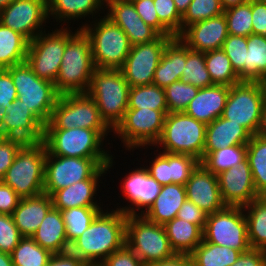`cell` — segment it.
I'll use <instances>...</instances> for the list:
<instances>
[{
  "label": "cell",
  "instance_id": "cell-1",
  "mask_svg": "<svg viewBox=\"0 0 266 266\" xmlns=\"http://www.w3.org/2000/svg\"><path fill=\"white\" fill-rule=\"evenodd\" d=\"M102 210L77 238L91 262H103L125 245L127 214L117 209Z\"/></svg>",
  "mask_w": 266,
  "mask_h": 266
},
{
  "label": "cell",
  "instance_id": "cell-2",
  "mask_svg": "<svg viewBox=\"0 0 266 266\" xmlns=\"http://www.w3.org/2000/svg\"><path fill=\"white\" fill-rule=\"evenodd\" d=\"M90 24L82 23L81 29L89 38L92 59L97 69L119 70L131 50V44L125 32L108 17H95ZM93 23V24H92Z\"/></svg>",
  "mask_w": 266,
  "mask_h": 266
},
{
  "label": "cell",
  "instance_id": "cell-3",
  "mask_svg": "<svg viewBox=\"0 0 266 266\" xmlns=\"http://www.w3.org/2000/svg\"><path fill=\"white\" fill-rule=\"evenodd\" d=\"M95 69L89 38L80 29L65 46L56 91L60 95L87 93Z\"/></svg>",
  "mask_w": 266,
  "mask_h": 266
},
{
  "label": "cell",
  "instance_id": "cell-4",
  "mask_svg": "<svg viewBox=\"0 0 266 266\" xmlns=\"http://www.w3.org/2000/svg\"><path fill=\"white\" fill-rule=\"evenodd\" d=\"M130 86L120 70L95 69L87 94L95 101L100 116L113 131L128 109Z\"/></svg>",
  "mask_w": 266,
  "mask_h": 266
},
{
  "label": "cell",
  "instance_id": "cell-5",
  "mask_svg": "<svg viewBox=\"0 0 266 266\" xmlns=\"http://www.w3.org/2000/svg\"><path fill=\"white\" fill-rule=\"evenodd\" d=\"M111 129H44L43 143L54 156L80 158H111V150H105L104 140Z\"/></svg>",
  "mask_w": 266,
  "mask_h": 266
},
{
  "label": "cell",
  "instance_id": "cell-6",
  "mask_svg": "<svg viewBox=\"0 0 266 266\" xmlns=\"http://www.w3.org/2000/svg\"><path fill=\"white\" fill-rule=\"evenodd\" d=\"M46 154L43 142L25 143L15 155L2 182L10 186L21 199L44 193Z\"/></svg>",
  "mask_w": 266,
  "mask_h": 266
},
{
  "label": "cell",
  "instance_id": "cell-7",
  "mask_svg": "<svg viewBox=\"0 0 266 266\" xmlns=\"http://www.w3.org/2000/svg\"><path fill=\"white\" fill-rule=\"evenodd\" d=\"M206 124L185 112L168 113L154 152L162 150L172 154H187L199 161L203 159ZM159 145V146H158ZM162 147V148H161Z\"/></svg>",
  "mask_w": 266,
  "mask_h": 266
},
{
  "label": "cell",
  "instance_id": "cell-8",
  "mask_svg": "<svg viewBox=\"0 0 266 266\" xmlns=\"http://www.w3.org/2000/svg\"><path fill=\"white\" fill-rule=\"evenodd\" d=\"M6 70L11 74L19 100L46 125L60 96L55 84L39 78L26 61Z\"/></svg>",
  "mask_w": 266,
  "mask_h": 266
},
{
  "label": "cell",
  "instance_id": "cell-9",
  "mask_svg": "<svg viewBox=\"0 0 266 266\" xmlns=\"http://www.w3.org/2000/svg\"><path fill=\"white\" fill-rule=\"evenodd\" d=\"M125 244L146 266L176 254L164 225L150 222L142 215H127Z\"/></svg>",
  "mask_w": 266,
  "mask_h": 266
},
{
  "label": "cell",
  "instance_id": "cell-10",
  "mask_svg": "<svg viewBox=\"0 0 266 266\" xmlns=\"http://www.w3.org/2000/svg\"><path fill=\"white\" fill-rule=\"evenodd\" d=\"M79 30L77 28L73 32L69 25L62 26L52 32L40 33L29 42L26 63L39 78L56 82L65 46Z\"/></svg>",
  "mask_w": 266,
  "mask_h": 266
},
{
  "label": "cell",
  "instance_id": "cell-11",
  "mask_svg": "<svg viewBox=\"0 0 266 266\" xmlns=\"http://www.w3.org/2000/svg\"><path fill=\"white\" fill-rule=\"evenodd\" d=\"M167 114L149 108L127 109L122 121L112 132L130 152L139 148L147 149L153 147L160 138Z\"/></svg>",
  "mask_w": 266,
  "mask_h": 266
},
{
  "label": "cell",
  "instance_id": "cell-12",
  "mask_svg": "<svg viewBox=\"0 0 266 266\" xmlns=\"http://www.w3.org/2000/svg\"><path fill=\"white\" fill-rule=\"evenodd\" d=\"M110 129L102 120L95 101L87 93L62 94L44 129Z\"/></svg>",
  "mask_w": 266,
  "mask_h": 266
},
{
  "label": "cell",
  "instance_id": "cell-13",
  "mask_svg": "<svg viewBox=\"0 0 266 266\" xmlns=\"http://www.w3.org/2000/svg\"><path fill=\"white\" fill-rule=\"evenodd\" d=\"M203 240L245 252L250 248L244 208L225 206L209 214L203 229Z\"/></svg>",
  "mask_w": 266,
  "mask_h": 266
},
{
  "label": "cell",
  "instance_id": "cell-14",
  "mask_svg": "<svg viewBox=\"0 0 266 266\" xmlns=\"http://www.w3.org/2000/svg\"><path fill=\"white\" fill-rule=\"evenodd\" d=\"M111 158L54 156L48 151L45 160L44 193L55 191L89 179L100 167H107Z\"/></svg>",
  "mask_w": 266,
  "mask_h": 266
},
{
  "label": "cell",
  "instance_id": "cell-15",
  "mask_svg": "<svg viewBox=\"0 0 266 266\" xmlns=\"http://www.w3.org/2000/svg\"><path fill=\"white\" fill-rule=\"evenodd\" d=\"M264 105L258 81H241L230 86L222 117L243 126L251 135L257 134Z\"/></svg>",
  "mask_w": 266,
  "mask_h": 266
},
{
  "label": "cell",
  "instance_id": "cell-16",
  "mask_svg": "<svg viewBox=\"0 0 266 266\" xmlns=\"http://www.w3.org/2000/svg\"><path fill=\"white\" fill-rule=\"evenodd\" d=\"M174 36L160 35L148 43L131 46L123 66L119 69L130 87L150 85L164 48Z\"/></svg>",
  "mask_w": 266,
  "mask_h": 266
},
{
  "label": "cell",
  "instance_id": "cell-17",
  "mask_svg": "<svg viewBox=\"0 0 266 266\" xmlns=\"http://www.w3.org/2000/svg\"><path fill=\"white\" fill-rule=\"evenodd\" d=\"M47 21L48 0H14L0 11V23L22 34L29 41L46 31L44 26Z\"/></svg>",
  "mask_w": 266,
  "mask_h": 266
},
{
  "label": "cell",
  "instance_id": "cell-18",
  "mask_svg": "<svg viewBox=\"0 0 266 266\" xmlns=\"http://www.w3.org/2000/svg\"><path fill=\"white\" fill-rule=\"evenodd\" d=\"M143 166L131 170L129 174L126 173L123 183L121 182L123 197L131 204L124 207L120 205L115 209L127 215H142L155 201L161 189V185L148 174Z\"/></svg>",
  "mask_w": 266,
  "mask_h": 266
},
{
  "label": "cell",
  "instance_id": "cell-19",
  "mask_svg": "<svg viewBox=\"0 0 266 266\" xmlns=\"http://www.w3.org/2000/svg\"><path fill=\"white\" fill-rule=\"evenodd\" d=\"M217 176L222 201L226 206L244 207L260 196L255 190L247 157L237 166L231 167Z\"/></svg>",
  "mask_w": 266,
  "mask_h": 266
},
{
  "label": "cell",
  "instance_id": "cell-20",
  "mask_svg": "<svg viewBox=\"0 0 266 266\" xmlns=\"http://www.w3.org/2000/svg\"><path fill=\"white\" fill-rule=\"evenodd\" d=\"M113 159L114 157L112 156L107 167H100L89 179L55 191L51 195L53 207L60 211L74 207H102L103 202H97V190L100 187L99 183H102L100 182L102 180L101 177H105L107 171L110 172L111 170L109 169L115 164Z\"/></svg>",
  "mask_w": 266,
  "mask_h": 266
},
{
  "label": "cell",
  "instance_id": "cell-21",
  "mask_svg": "<svg viewBox=\"0 0 266 266\" xmlns=\"http://www.w3.org/2000/svg\"><path fill=\"white\" fill-rule=\"evenodd\" d=\"M105 6L104 15L125 32L131 45L148 43L160 36L140 18L133 2L109 0Z\"/></svg>",
  "mask_w": 266,
  "mask_h": 266
},
{
  "label": "cell",
  "instance_id": "cell-22",
  "mask_svg": "<svg viewBox=\"0 0 266 266\" xmlns=\"http://www.w3.org/2000/svg\"><path fill=\"white\" fill-rule=\"evenodd\" d=\"M179 39L191 50L208 52L221 49L228 37L227 20L224 15L212 17L187 26Z\"/></svg>",
  "mask_w": 266,
  "mask_h": 266
},
{
  "label": "cell",
  "instance_id": "cell-23",
  "mask_svg": "<svg viewBox=\"0 0 266 266\" xmlns=\"http://www.w3.org/2000/svg\"><path fill=\"white\" fill-rule=\"evenodd\" d=\"M185 189L187 200L208 215L226 206L220 194L218 176L208 171L201 163L185 183Z\"/></svg>",
  "mask_w": 266,
  "mask_h": 266
},
{
  "label": "cell",
  "instance_id": "cell-24",
  "mask_svg": "<svg viewBox=\"0 0 266 266\" xmlns=\"http://www.w3.org/2000/svg\"><path fill=\"white\" fill-rule=\"evenodd\" d=\"M45 125L25 106L19 98L6 107L1 125L3 137H16L25 143L43 142Z\"/></svg>",
  "mask_w": 266,
  "mask_h": 266
},
{
  "label": "cell",
  "instance_id": "cell-25",
  "mask_svg": "<svg viewBox=\"0 0 266 266\" xmlns=\"http://www.w3.org/2000/svg\"><path fill=\"white\" fill-rule=\"evenodd\" d=\"M229 90L230 86L216 84L200 88L184 112L207 125L222 116Z\"/></svg>",
  "mask_w": 266,
  "mask_h": 266
},
{
  "label": "cell",
  "instance_id": "cell-26",
  "mask_svg": "<svg viewBox=\"0 0 266 266\" xmlns=\"http://www.w3.org/2000/svg\"><path fill=\"white\" fill-rule=\"evenodd\" d=\"M52 207V198L46 193L20 199L12 214L20 235L32 237Z\"/></svg>",
  "mask_w": 266,
  "mask_h": 266
},
{
  "label": "cell",
  "instance_id": "cell-27",
  "mask_svg": "<svg viewBox=\"0 0 266 266\" xmlns=\"http://www.w3.org/2000/svg\"><path fill=\"white\" fill-rule=\"evenodd\" d=\"M186 64V45L179 37L172 38L164 48L156 67L152 84L165 89L173 82L181 80Z\"/></svg>",
  "mask_w": 266,
  "mask_h": 266
},
{
  "label": "cell",
  "instance_id": "cell-28",
  "mask_svg": "<svg viewBox=\"0 0 266 266\" xmlns=\"http://www.w3.org/2000/svg\"><path fill=\"white\" fill-rule=\"evenodd\" d=\"M251 134L240 124L218 117L206 125V140L203 158L211 151L238 144H247Z\"/></svg>",
  "mask_w": 266,
  "mask_h": 266
},
{
  "label": "cell",
  "instance_id": "cell-29",
  "mask_svg": "<svg viewBox=\"0 0 266 266\" xmlns=\"http://www.w3.org/2000/svg\"><path fill=\"white\" fill-rule=\"evenodd\" d=\"M186 200L185 185H162L159 195L142 216L150 222L165 225L177 216Z\"/></svg>",
  "mask_w": 266,
  "mask_h": 266
},
{
  "label": "cell",
  "instance_id": "cell-30",
  "mask_svg": "<svg viewBox=\"0 0 266 266\" xmlns=\"http://www.w3.org/2000/svg\"><path fill=\"white\" fill-rule=\"evenodd\" d=\"M105 5L104 0H48V17L54 18L53 21H59V23L63 21L62 24L65 27L64 24H70L72 20V22L79 21L86 17L88 19L92 17L93 20L95 14H99L100 17V13L105 11Z\"/></svg>",
  "mask_w": 266,
  "mask_h": 266
},
{
  "label": "cell",
  "instance_id": "cell-31",
  "mask_svg": "<svg viewBox=\"0 0 266 266\" xmlns=\"http://www.w3.org/2000/svg\"><path fill=\"white\" fill-rule=\"evenodd\" d=\"M164 228L176 254L190 255L203 241V229L183 219L175 217Z\"/></svg>",
  "mask_w": 266,
  "mask_h": 266
},
{
  "label": "cell",
  "instance_id": "cell-32",
  "mask_svg": "<svg viewBox=\"0 0 266 266\" xmlns=\"http://www.w3.org/2000/svg\"><path fill=\"white\" fill-rule=\"evenodd\" d=\"M29 42L22 34L0 23V69L25 62Z\"/></svg>",
  "mask_w": 266,
  "mask_h": 266
},
{
  "label": "cell",
  "instance_id": "cell-33",
  "mask_svg": "<svg viewBox=\"0 0 266 266\" xmlns=\"http://www.w3.org/2000/svg\"><path fill=\"white\" fill-rule=\"evenodd\" d=\"M65 237H67L66 228L61 211L52 207L31 238L42 248L55 254Z\"/></svg>",
  "mask_w": 266,
  "mask_h": 266
},
{
  "label": "cell",
  "instance_id": "cell-34",
  "mask_svg": "<svg viewBox=\"0 0 266 266\" xmlns=\"http://www.w3.org/2000/svg\"><path fill=\"white\" fill-rule=\"evenodd\" d=\"M243 208L250 248L266 251V198L259 196Z\"/></svg>",
  "mask_w": 266,
  "mask_h": 266
},
{
  "label": "cell",
  "instance_id": "cell-35",
  "mask_svg": "<svg viewBox=\"0 0 266 266\" xmlns=\"http://www.w3.org/2000/svg\"><path fill=\"white\" fill-rule=\"evenodd\" d=\"M240 254L236 249L203 240L189 256L194 266H231Z\"/></svg>",
  "mask_w": 266,
  "mask_h": 266
},
{
  "label": "cell",
  "instance_id": "cell-36",
  "mask_svg": "<svg viewBox=\"0 0 266 266\" xmlns=\"http://www.w3.org/2000/svg\"><path fill=\"white\" fill-rule=\"evenodd\" d=\"M266 75V37L250 34L247 37L244 81H259Z\"/></svg>",
  "mask_w": 266,
  "mask_h": 266
},
{
  "label": "cell",
  "instance_id": "cell-37",
  "mask_svg": "<svg viewBox=\"0 0 266 266\" xmlns=\"http://www.w3.org/2000/svg\"><path fill=\"white\" fill-rule=\"evenodd\" d=\"M247 159L254 181L255 190L260 196L266 193V139L252 135L247 143Z\"/></svg>",
  "mask_w": 266,
  "mask_h": 266
},
{
  "label": "cell",
  "instance_id": "cell-38",
  "mask_svg": "<svg viewBox=\"0 0 266 266\" xmlns=\"http://www.w3.org/2000/svg\"><path fill=\"white\" fill-rule=\"evenodd\" d=\"M247 157V144H238L209 152L200 163L214 175L237 166Z\"/></svg>",
  "mask_w": 266,
  "mask_h": 266
},
{
  "label": "cell",
  "instance_id": "cell-39",
  "mask_svg": "<svg viewBox=\"0 0 266 266\" xmlns=\"http://www.w3.org/2000/svg\"><path fill=\"white\" fill-rule=\"evenodd\" d=\"M205 64L213 84L232 86L241 82L222 49L205 52Z\"/></svg>",
  "mask_w": 266,
  "mask_h": 266
},
{
  "label": "cell",
  "instance_id": "cell-40",
  "mask_svg": "<svg viewBox=\"0 0 266 266\" xmlns=\"http://www.w3.org/2000/svg\"><path fill=\"white\" fill-rule=\"evenodd\" d=\"M140 108L168 112L165 90L155 84L130 87L128 109Z\"/></svg>",
  "mask_w": 266,
  "mask_h": 266
},
{
  "label": "cell",
  "instance_id": "cell-41",
  "mask_svg": "<svg viewBox=\"0 0 266 266\" xmlns=\"http://www.w3.org/2000/svg\"><path fill=\"white\" fill-rule=\"evenodd\" d=\"M10 255L13 266H46L52 256L31 237H22Z\"/></svg>",
  "mask_w": 266,
  "mask_h": 266
},
{
  "label": "cell",
  "instance_id": "cell-42",
  "mask_svg": "<svg viewBox=\"0 0 266 266\" xmlns=\"http://www.w3.org/2000/svg\"><path fill=\"white\" fill-rule=\"evenodd\" d=\"M181 81L198 88L214 85L206 68L204 52L194 51L186 46V64Z\"/></svg>",
  "mask_w": 266,
  "mask_h": 266
},
{
  "label": "cell",
  "instance_id": "cell-43",
  "mask_svg": "<svg viewBox=\"0 0 266 266\" xmlns=\"http://www.w3.org/2000/svg\"><path fill=\"white\" fill-rule=\"evenodd\" d=\"M104 207H74L61 211L68 238L77 239Z\"/></svg>",
  "mask_w": 266,
  "mask_h": 266
},
{
  "label": "cell",
  "instance_id": "cell-44",
  "mask_svg": "<svg viewBox=\"0 0 266 266\" xmlns=\"http://www.w3.org/2000/svg\"><path fill=\"white\" fill-rule=\"evenodd\" d=\"M228 34L248 37L253 34L252 0L224 10Z\"/></svg>",
  "mask_w": 266,
  "mask_h": 266
},
{
  "label": "cell",
  "instance_id": "cell-45",
  "mask_svg": "<svg viewBox=\"0 0 266 266\" xmlns=\"http://www.w3.org/2000/svg\"><path fill=\"white\" fill-rule=\"evenodd\" d=\"M200 88L185 81L173 82L165 90L168 113L184 112Z\"/></svg>",
  "mask_w": 266,
  "mask_h": 266
},
{
  "label": "cell",
  "instance_id": "cell-46",
  "mask_svg": "<svg viewBox=\"0 0 266 266\" xmlns=\"http://www.w3.org/2000/svg\"><path fill=\"white\" fill-rule=\"evenodd\" d=\"M220 0H192L182 15L181 32L189 25L222 15Z\"/></svg>",
  "mask_w": 266,
  "mask_h": 266
},
{
  "label": "cell",
  "instance_id": "cell-47",
  "mask_svg": "<svg viewBox=\"0 0 266 266\" xmlns=\"http://www.w3.org/2000/svg\"><path fill=\"white\" fill-rule=\"evenodd\" d=\"M229 58L232 68L244 81V63L246 62L247 37L228 34L221 48Z\"/></svg>",
  "mask_w": 266,
  "mask_h": 266
},
{
  "label": "cell",
  "instance_id": "cell-48",
  "mask_svg": "<svg viewBox=\"0 0 266 266\" xmlns=\"http://www.w3.org/2000/svg\"><path fill=\"white\" fill-rule=\"evenodd\" d=\"M199 164L191 155L170 153V184L185 185Z\"/></svg>",
  "mask_w": 266,
  "mask_h": 266
},
{
  "label": "cell",
  "instance_id": "cell-49",
  "mask_svg": "<svg viewBox=\"0 0 266 266\" xmlns=\"http://www.w3.org/2000/svg\"><path fill=\"white\" fill-rule=\"evenodd\" d=\"M160 23L174 36L181 34L182 15L173 0H153Z\"/></svg>",
  "mask_w": 266,
  "mask_h": 266
},
{
  "label": "cell",
  "instance_id": "cell-50",
  "mask_svg": "<svg viewBox=\"0 0 266 266\" xmlns=\"http://www.w3.org/2000/svg\"><path fill=\"white\" fill-rule=\"evenodd\" d=\"M21 238L12 215L0 214V251L11 254Z\"/></svg>",
  "mask_w": 266,
  "mask_h": 266
},
{
  "label": "cell",
  "instance_id": "cell-51",
  "mask_svg": "<svg viewBox=\"0 0 266 266\" xmlns=\"http://www.w3.org/2000/svg\"><path fill=\"white\" fill-rule=\"evenodd\" d=\"M157 153V155H156ZM149 162L150 166H144L148 174L161 186L170 184V153L158 151Z\"/></svg>",
  "mask_w": 266,
  "mask_h": 266
},
{
  "label": "cell",
  "instance_id": "cell-52",
  "mask_svg": "<svg viewBox=\"0 0 266 266\" xmlns=\"http://www.w3.org/2000/svg\"><path fill=\"white\" fill-rule=\"evenodd\" d=\"M25 142L16 137L0 138V181L3 180L6 171L12 165L17 152Z\"/></svg>",
  "mask_w": 266,
  "mask_h": 266
},
{
  "label": "cell",
  "instance_id": "cell-53",
  "mask_svg": "<svg viewBox=\"0 0 266 266\" xmlns=\"http://www.w3.org/2000/svg\"><path fill=\"white\" fill-rule=\"evenodd\" d=\"M140 18L149 26L154 28L160 35L173 36L159 21L153 0L133 1Z\"/></svg>",
  "mask_w": 266,
  "mask_h": 266
},
{
  "label": "cell",
  "instance_id": "cell-54",
  "mask_svg": "<svg viewBox=\"0 0 266 266\" xmlns=\"http://www.w3.org/2000/svg\"><path fill=\"white\" fill-rule=\"evenodd\" d=\"M57 257L75 260L82 265H89L92 262L86 257L84 251L80 248L77 239L65 237L55 254Z\"/></svg>",
  "mask_w": 266,
  "mask_h": 266
},
{
  "label": "cell",
  "instance_id": "cell-55",
  "mask_svg": "<svg viewBox=\"0 0 266 266\" xmlns=\"http://www.w3.org/2000/svg\"><path fill=\"white\" fill-rule=\"evenodd\" d=\"M102 263L105 266H146L126 244Z\"/></svg>",
  "mask_w": 266,
  "mask_h": 266
},
{
  "label": "cell",
  "instance_id": "cell-56",
  "mask_svg": "<svg viewBox=\"0 0 266 266\" xmlns=\"http://www.w3.org/2000/svg\"><path fill=\"white\" fill-rule=\"evenodd\" d=\"M207 216L208 214L201 210L196 204L186 200L178 211L176 217L198 225L204 229Z\"/></svg>",
  "mask_w": 266,
  "mask_h": 266
},
{
  "label": "cell",
  "instance_id": "cell-57",
  "mask_svg": "<svg viewBox=\"0 0 266 266\" xmlns=\"http://www.w3.org/2000/svg\"><path fill=\"white\" fill-rule=\"evenodd\" d=\"M18 98L11 74L6 69H0V106L6 108Z\"/></svg>",
  "mask_w": 266,
  "mask_h": 266
},
{
  "label": "cell",
  "instance_id": "cell-58",
  "mask_svg": "<svg viewBox=\"0 0 266 266\" xmlns=\"http://www.w3.org/2000/svg\"><path fill=\"white\" fill-rule=\"evenodd\" d=\"M253 34L266 37V0H252Z\"/></svg>",
  "mask_w": 266,
  "mask_h": 266
},
{
  "label": "cell",
  "instance_id": "cell-59",
  "mask_svg": "<svg viewBox=\"0 0 266 266\" xmlns=\"http://www.w3.org/2000/svg\"><path fill=\"white\" fill-rule=\"evenodd\" d=\"M20 199L10 186L0 181V214L12 215Z\"/></svg>",
  "mask_w": 266,
  "mask_h": 266
},
{
  "label": "cell",
  "instance_id": "cell-60",
  "mask_svg": "<svg viewBox=\"0 0 266 266\" xmlns=\"http://www.w3.org/2000/svg\"><path fill=\"white\" fill-rule=\"evenodd\" d=\"M231 266H266V251L249 248L242 252Z\"/></svg>",
  "mask_w": 266,
  "mask_h": 266
},
{
  "label": "cell",
  "instance_id": "cell-61",
  "mask_svg": "<svg viewBox=\"0 0 266 266\" xmlns=\"http://www.w3.org/2000/svg\"><path fill=\"white\" fill-rule=\"evenodd\" d=\"M148 266H194V263L189 255L175 254L171 258L151 263Z\"/></svg>",
  "mask_w": 266,
  "mask_h": 266
},
{
  "label": "cell",
  "instance_id": "cell-62",
  "mask_svg": "<svg viewBox=\"0 0 266 266\" xmlns=\"http://www.w3.org/2000/svg\"><path fill=\"white\" fill-rule=\"evenodd\" d=\"M46 266H83L80 262L75 260L57 257L52 254Z\"/></svg>",
  "mask_w": 266,
  "mask_h": 266
},
{
  "label": "cell",
  "instance_id": "cell-63",
  "mask_svg": "<svg viewBox=\"0 0 266 266\" xmlns=\"http://www.w3.org/2000/svg\"><path fill=\"white\" fill-rule=\"evenodd\" d=\"M257 135L266 139V104L263 105Z\"/></svg>",
  "mask_w": 266,
  "mask_h": 266
},
{
  "label": "cell",
  "instance_id": "cell-64",
  "mask_svg": "<svg viewBox=\"0 0 266 266\" xmlns=\"http://www.w3.org/2000/svg\"><path fill=\"white\" fill-rule=\"evenodd\" d=\"M249 1L250 0H220V4H221L222 8L225 10L227 8L237 6L240 4H244V3H247Z\"/></svg>",
  "mask_w": 266,
  "mask_h": 266
},
{
  "label": "cell",
  "instance_id": "cell-65",
  "mask_svg": "<svg viewBox=\"0 0 266 266\" xmlns=\"http://www.w3.org/2000/svg\"><path fill=\"white\" fill-rule=\"evenodd\" d=\"M178 12L183 15L190 5L192 0H173Z\"/></svg>",
  "mask_w": 266,
  "mask_h": 266
},
{
  "label": "cell",
  "instance_id": "cell-66",
  "mask_svg": "<svg viewBox=\"0 0 266 266\" xmlns=\"http://www.w3.org/2000/svg\"><path fill=\"white\" fill-rule=\"evenodd\" d=\"M0 266H13L10 254L3 253L0 251Z\"/></svg>",
  "mask_w": 266,
  "mask_h": 266
},
{
  "label": "cell",
  "instance_id": "cell-67",
  "mask_svg": "<svg viewBox=\"0 0 266 266\" xmlns=\"http://www.w3.org/2000/svg\"><path fill=\"white\" fill-rule=\"evenodd\" d=\"M258 82L262 89L264 104H266V75L263 76Z\"/></svg>",
  "mask_w": 266,
  "mask_h": 266
},
{
  "label": "cell",
  "instance_id": "cell-68",
  "mask_svg": "<svg viewBox=\"0 0 266 266\" xmlns=\"http://www.w3.org/2000/svg\"><path fill=\"white\" fill-rule=\"evenodd\" d=\"M5 114H6V108L0 106V138H3V134L1 132V125Z\"/></svg>",
  "mask_w": 266,
  "mask_h": 266
},
{
  "label": "cell",
  "instance_id": "cell-69",
  "mask_svg": "<svg viewBox=\"0 0 266 266\" xmlns=\"http://www.w3.org/2000/svg\"><path fill=\"white\" fill-rule=\"evenodd\" d=\"M14 0H0V11L11 4Z\"/></svg>",
  "mask_w": 266,
  "mask_h": 266
},
{
  "label": "cell",
  "instance_id": "cell-70",
  "mask_svg": "<svg viewBox=\"0 0 266 266\" xmlns=\"http://www.w3.org/2000/svg\"><path fill=\"white\" fill-rule=\"evenodd\" d=\"M83 266H105L102 262H92L89 265H83Z\"/></svg>",
  "mask_w": 266,
  "mask_h": 266
}]
</instances>
